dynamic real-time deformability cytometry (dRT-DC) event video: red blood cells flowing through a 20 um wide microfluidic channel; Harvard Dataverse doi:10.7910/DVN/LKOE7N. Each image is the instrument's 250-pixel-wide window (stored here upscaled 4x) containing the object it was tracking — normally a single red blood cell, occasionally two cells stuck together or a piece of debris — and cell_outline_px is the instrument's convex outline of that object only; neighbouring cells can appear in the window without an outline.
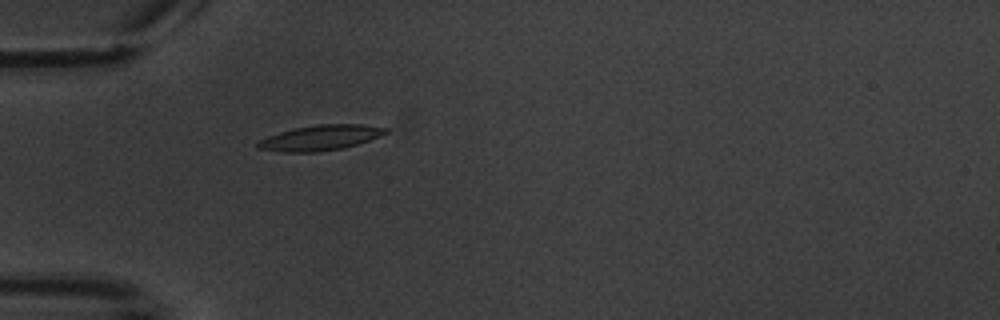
{"species": "common noctule bat (a hibernating species)", "species_latin": "Nyctalus noctula", "temperature_condition": "warm", "stored_images_in_passage": 3, "camera_frame_rate_fps": 3000, "um_per_image_px": 0.085, "animal": {"sex": "male", "body_mass_g": 20.1, "forearm_length_mm": 53.5}, "frame": {"image": 1, "passage_image": 3, "time_ms": 2.333, "image_size_px": [1000, 320], "cell_outline_px": [[388, 132], [380, 136], [344, 148], [320, 152], [284, 152], [256, 148], [256, 144], [260, 140], [268, 136], [280, 132], [296, 128], [316, 124], [364, 124], [388, 128]], "centroid_in_image_um": [27.24, 11.71], "position_along_channel_um": 57.8, "area_um2": 18.79}}